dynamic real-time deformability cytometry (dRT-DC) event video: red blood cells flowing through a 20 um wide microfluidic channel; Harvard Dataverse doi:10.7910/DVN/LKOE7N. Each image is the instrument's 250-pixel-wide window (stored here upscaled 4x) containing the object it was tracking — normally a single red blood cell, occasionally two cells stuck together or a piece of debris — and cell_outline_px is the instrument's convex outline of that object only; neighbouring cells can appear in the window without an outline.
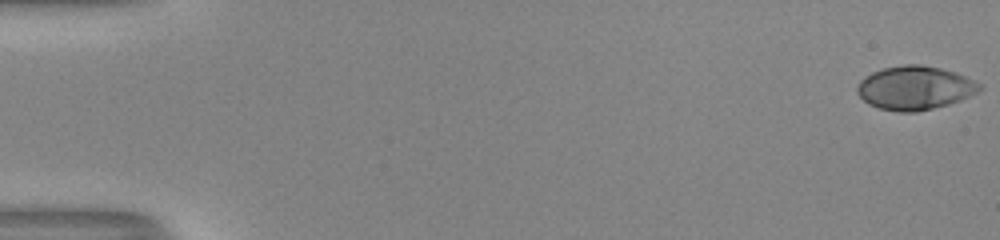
{"species": "human", "species_latin": "Homo sapiens", "temperature_condition": "room temperature", "stored_images_in_passage": 53, "camera_frame_rate_fps": 3000, "um_per_image_px": 0.085, "donor": {"sex": "male"}, "frame": {"image": 1, "passage_image": 1, "time_ms": 0.0, "image_size_px": [1000, 240], "cell_outline_px": [[984, 88], [960, 100], [948, 104], [916, 112], [896, 112], [880, 108], [868, 104], [856, 92], [856, 88], [860, 80], [864, 76], [872, 72], [884, 68], [904, 64], [920, 64], [940, 68], [956, 72], [984, 84]], "centroid_in_image_um": [77.77, 7.46], "position_along_channel_um": 7.2, "area_um2": 31.33}}
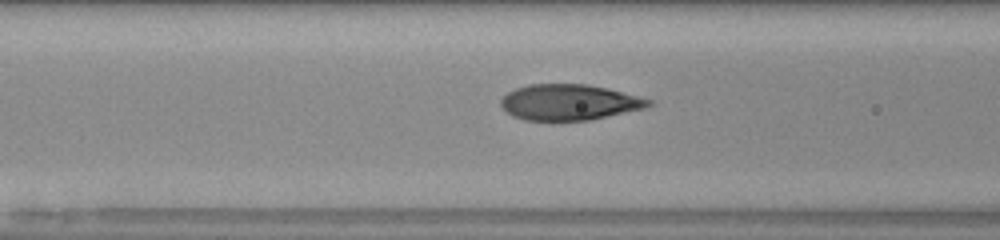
{"frame": {"image": 2, "passage_image": 23, "time_ms": 7.333, "image_size_px": [1000, 240], "cell_outline_px": [[656, 104], [644, 108], [588, 120], [524, 120], [512, 116], [500, 104], [500, 100], [508, 92], [516, 88], [528, 84], [588, 84], [652, 100]], "centroid_in_image_um": [48.35, 8.69], "position_along_channel_um": 118.2, "area_um2": 30.46}}
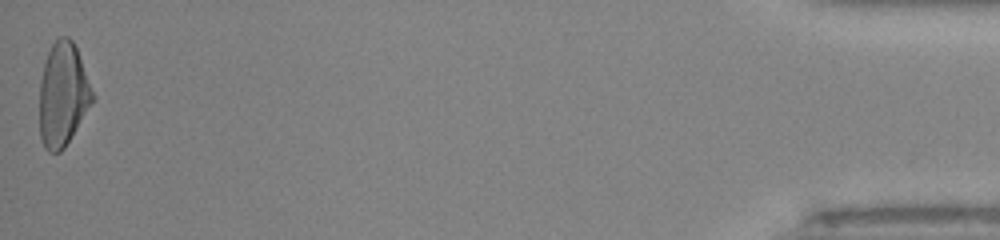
{"frame": {"image": 3, "passage_image": 53, "time_ms": 17.333, "image_size_px": [1000, 240], "cell_outline_px": [[96, 96], [64, 148], [60, 152], [48, 152], [44, 148], [40, 136], [40, 80], [44, 64], [48, 52], [52, 44], [60, 36], [68, 36], [72, 40], [76, 48]], "centroid_in_image_um": [5.35, 8.04], "position_along_channel_um": 429.9, "area_um2": 31.85}, "authors_computed_cell_mechanics": {"area_um2": 31.3276, "velocity_mm_per_s": 4.0861, "shape_relaxation_time_tau1_ms": 6.8151, "shape_relaxation_time_tau2_ms": null, "deformation_change_tau1": 0.2678, "deformation_change_tau2": null}}